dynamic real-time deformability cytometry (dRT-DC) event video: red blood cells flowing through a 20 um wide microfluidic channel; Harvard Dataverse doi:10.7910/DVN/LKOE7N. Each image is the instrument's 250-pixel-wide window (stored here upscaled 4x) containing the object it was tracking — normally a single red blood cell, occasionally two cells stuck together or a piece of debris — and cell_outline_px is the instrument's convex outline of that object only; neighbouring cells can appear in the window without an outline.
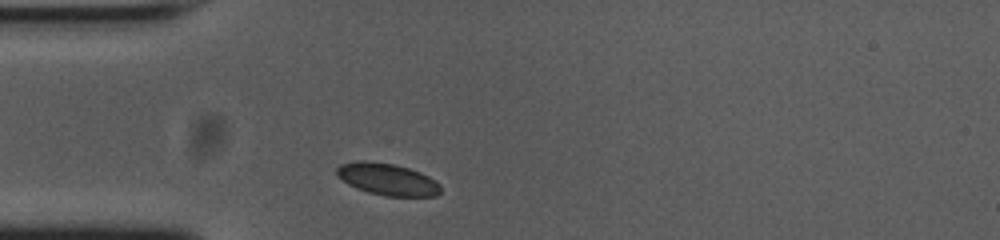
{"species": "common noctule bat (a hibernating species)", "species_latin": "Nyctalus noctula", "temperature_condition": "cold", "stored_images_in_passage": 30, "camera_frame_rate_fps": 3000, "um_per_image_px": 0.085, "animal": {"sex": "female", "body_mass_g": 23.0, "forearm_length_mm": 53.4}, "frame": {"image": 1, "passage_image": 1, "time_ms": 0.0, "image_size_px": [1000, 240], "cell_outline_px": [[440, 192], [436, 196], [384, 196], [368, 192], [356, 188], [348, 184], [336, 172], [336, 168], [340, 164], [360, 160], [392, 164], [408, 168], [420, 172], [428, 176], [440, 184]], "centroid_in_image_um": [32.94, 15.24], "position_along_channel_um": 52.1, "area_um2": 19.07}}
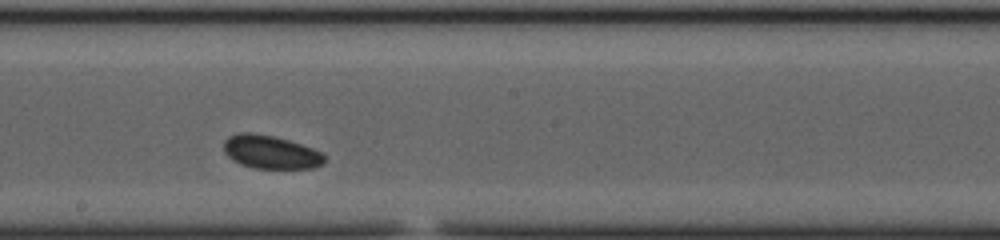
{"frame": {"image": 2, "passage_image": 16, "time_ms": 5.0, "image_size_px": [1000, 240], "cell_outline_px": [[324, 164], [312, 168], [252, 168], [240, 164], [232, 160], [224, 152], [224, 140], [228, 136], [240, 132], [252, 132], [272, 136], [288, 140], [312, 148], [320, 152], [324, 156]], "centroid_in_image_um": [22.96, 12.92], "position_along_channel_um": 225.2, "area_um2": 19.54}}
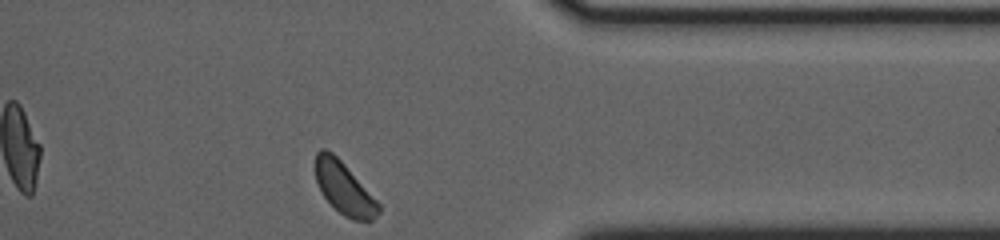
{"frame": {"image": 3, "passage_image": 30, "time_ms": 9.667, "image_size_px": [1000, 240], "cell_outline_px": [[380, 212], [372, 220], [352, 220], [344, 216], [324, 196], [316, 180], [316, 152], [320, 148], [324, 148], [332, 152], [344, 164], [380, 204]], "centroid_in_image_um": [29.25, 16.0], "position_along_channel_um": 382.1, "area_um2": 18.67}, "authors_computed_cell_mechanics": {"area_um2": 19.4786, "velocity_mm_per_s": 3.6386, "shape_relaxation_time_tau1_ms": null, "shape_relaxation_time_tau2_ms": 5.486, "deformation_change_tau1": null, "deformation_change_tau2": 0.0804}}